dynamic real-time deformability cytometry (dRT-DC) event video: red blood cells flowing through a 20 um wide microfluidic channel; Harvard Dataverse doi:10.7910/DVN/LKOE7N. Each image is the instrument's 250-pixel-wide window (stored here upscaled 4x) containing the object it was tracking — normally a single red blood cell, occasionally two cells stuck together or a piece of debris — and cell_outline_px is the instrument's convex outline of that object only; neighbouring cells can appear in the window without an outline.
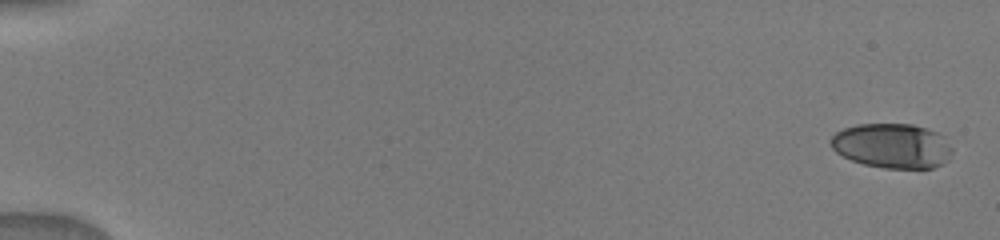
{"species": "human", "species_latin": "Homo sapiens", "temperature_condition": "warm", "stored_images_in_passage": 12, "camera_frame_rate_fps": 3000, "um_per_image_px": 0.085, "donor": {"sex": "male"}, "frame": {"image": 1, "passage_image": 1, "time_ms": 0.0, "image_size_px": [1000, 240], "cell_outline_px": [[952, 152], [948, 160], [932, 168], [884, 168], [864, 164], [852, 160], [836, 152], [832, 148], [832, 136], [836, 132], [844, 128], [856, 124], [912, 124], [928, 128], [944, 136], [952, 148]], "centroid_in_image_um": [75.86, 12.38], "position_along_channel_um": 9.1, "area_um2": 31.62}}
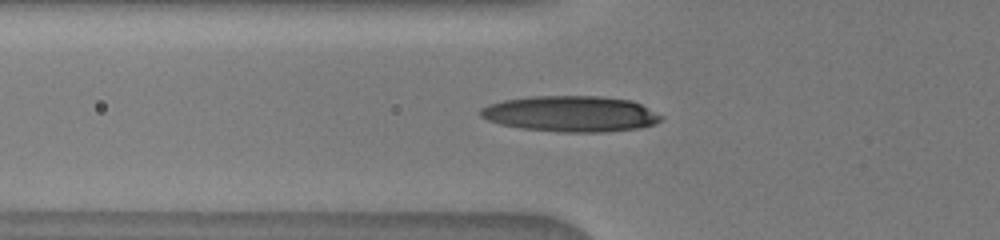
{"frame": {"image": 2, "passage_image": 10, "time_ms": 6.0, "image_size_px": [1000, 240], "cell_outline_px": [[664, 116], [656, 124], [640, 128], [604, 132], [560, 132], [520, 128], [500, 124], [488, 120], [480, 116], [480, 108], [488, 104], [504, 100], [528, 96], [600, 96], [632, 100]], "centroid_in_image_um": [48.52, 9.67], "position_along_channel_um": 77.3, "area_um2": 37.97}}
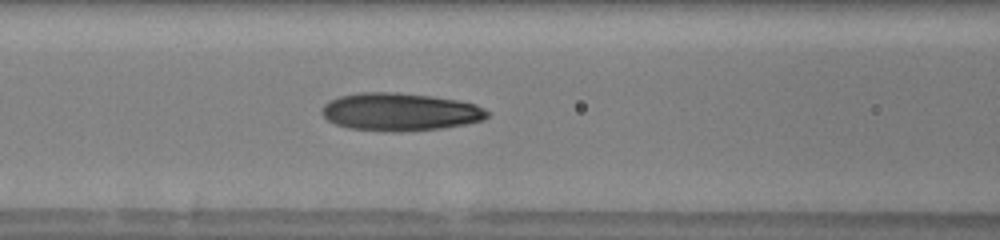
{"frame": {"image": 3, "passage_image": 12, "time_ms": 7.333, "image_size_px": [1000, 240], "cell_outline_px": [[492, 112], [484, 120], [464, 124], [440, 128], [400, 132], [392, 132], [348, 128], [336, 124], [328, 120], [320, 112], [320, 108], [328, 100], [340, 96], [360, 92], [400, 92], [432, 96], [456, 100], [476, 104]], "centroid_in_image_um": [33.99, 9.5], "position_along_channel_um": 132.6, "area_um2": 36.76}}